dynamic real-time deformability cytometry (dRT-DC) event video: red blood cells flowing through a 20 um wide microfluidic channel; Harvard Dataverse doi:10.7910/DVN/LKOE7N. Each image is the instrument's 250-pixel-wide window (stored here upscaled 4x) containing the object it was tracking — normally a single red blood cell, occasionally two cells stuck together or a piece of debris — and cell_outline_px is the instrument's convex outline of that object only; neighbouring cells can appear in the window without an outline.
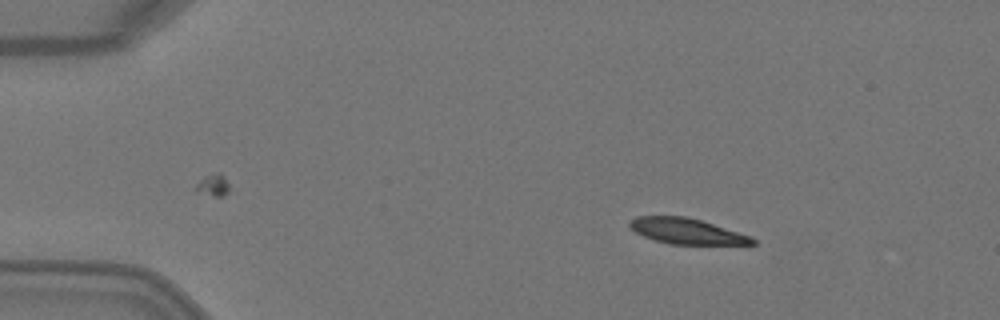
{"species": "Egyptian fruit bat (a non-hibernating species)", "species_latin": "Rousettus aegyptiacus", "temperature_condition": "warm", "stored_images_in_passage": 3, "camera_frame_rate_fps": 3000, "um_per_image_px": 0.085, "animal": {"sex": "female"}, "frame": {"image": 1, "passage_image": 1, "time_ms": 0.0, "image_size_px": [1000, 320], "cell_outline_px": [[756, 244], [668, 244], [644, 236], [636, 232], [628, 224], [636, 216], [688, 216], [752, 236], [756, 240]], "centroid_in_image_um": [58.4, 19.64], "position_along_channel_um": 26.6, "area_um2": 18.21}}